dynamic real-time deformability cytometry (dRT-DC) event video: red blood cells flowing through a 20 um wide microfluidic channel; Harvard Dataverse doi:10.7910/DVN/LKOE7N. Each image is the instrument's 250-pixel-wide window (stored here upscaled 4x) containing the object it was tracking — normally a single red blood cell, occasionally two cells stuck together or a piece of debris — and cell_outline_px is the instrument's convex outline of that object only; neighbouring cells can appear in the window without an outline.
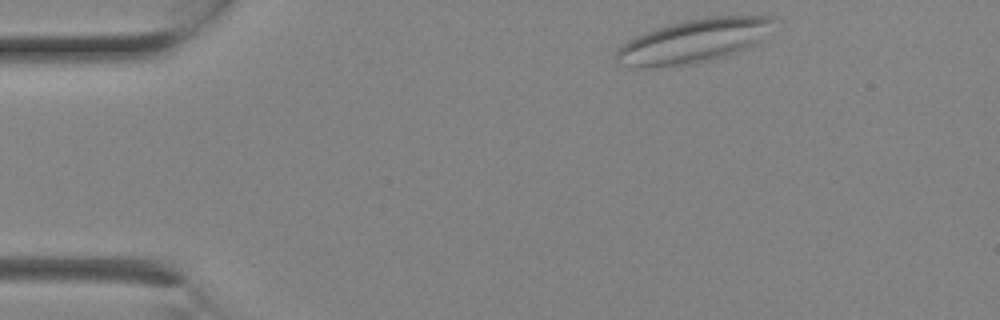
{"species": "Egyptian fruit bat (a non-hibernating species)", "species_latin": "Rousettus aegyptiacus", "temperature_condition": "room temperature", "stored_images_in_passage": 2, "camera_frame_rate_fps": 3000, "um_per_image_px": 0.085, "animal": {"sex": "female"}, "frame": {"image": 1, "passage_image": 1, "time_ms": 0.0, "image_size_px": [1000, 320], "cell_outline_px": [[776, 20], [760, 40], [756, 44], [736, 52], [712, 60], [660, 68], [636, 68], [620, 64], [616, 60], [616, 48], [620, 44], [636, 36], [656, 28], [668, 24], [684, 20], [704, 16], [772, 16]], "centroid_in_image_um": [58.9, 3.49], "position_along_channel_um": 26.1, "area_um2": 40.23}}